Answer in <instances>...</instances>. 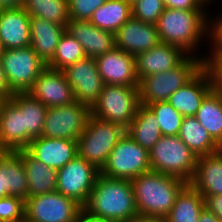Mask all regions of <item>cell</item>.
<instances>
[{
	"mask_svg": "<svg viewBox=\"0 0 222 222\" xmlns=\"http://www.w3.org/2000/svg\"><path fill=\"white\" fill-rule=\"evenodd\" d=\"M207 11L211 10L165 8L156 23L160 42L180 47L188 55L200 56L196 54L202 40L207 37L205 41L210 43L211 17Z\"/></svg>",
	"mask_w": 222,
	"mask_h": 222,
	"instance_id": "cell-1",
	"label": "cell"
},
{
	"mask_svg": "<svg viewBox=\"0 0 222 222\" xmlns=\"http://www.w3.org/2000/svg\"><path fill=\"white\" fill-rule=\"evenodd\" d=\"M83 209L112 222H130L139 216L131 180L109 178L101 173Z\"/></svg>",
	"mask_w": 222,
	"mask_h": 222,
	"instance_id": "cell-2",
	"label": "cell"
},
{
	"mask_svg": "<svg viewBox=\"0 0 222 222\" xmlns=\"http://www.w3.org/2000/svg\"><path fill=\"white\" fill-rule=\"evenodd\" d=\"M139 216L163 217L171 211L180 192L188 185L171 175L149 171L131 180Z\"/></svg>",
	"mask_w": 222,
	"mask_h": 222,
	"instance_id": "cell-3",
	"label": "cell"
},
{
	"mask_svg": "<svg viewBox=\"0 0 222 222\" xmlns=\"http://www.w3.org/2000/svg\"><path fill=\"white\" fill-rule=\"evenodd\" d=\"M204 58V55H188L175 68L141 79L138 85L140 104L147 106L168 101L175 91L187 84L203 68Z\"/></svg>",
	"mask_w": 222,
	"mask_h": 222,
	"instance_id": "cell-4",
	"label": "cell"
},
{
	"mask_svg": "<svg viewBox=\"0 0 222 222\" xmlns=\"http://www.w3.org/2000/svg\"><path fill=\"white\" fill-rule=\"evenodd\" d=\"M198 157L178 136H162L149 151L150 169L189 183Z\"/></svg>",
	"mask_w": 222,
	"mask_h": 222,
	"instance_id": "cell-5",
	"label": "cell"
},
{
	"mask_svg": "<svg viewBox=\"0 0 222 222\" xmlns=\"http://www.w3.org/2000/svg\"><path fill=\"white\" fill-rule=\"evenodd\" d=\"M124 134L125 129L122 126L91 114L86 128L77 139L78 156L101 170Z\"/></svg>",
	"mask_w": 222,
	"mask_h": 222,
	"instance_id": "cell-6",
	"label": "cell"
},
{
	"mask_svg": "<svg viewBox=\"0 0 222 222\" xmlns=\"http://www.w3.org/2000/svg\"><path fill=\"white\" fill-rule=\"evenodd\" d=\"M140 105L138 87L104 85L91 114L99 119L118 124L126 129Z\"/></svg>",
	"mask_w": 222,
	"mask_h": 222,
	"instance_id": "cell-7",
	"label": "cell"
},
{
	"mask_svg": "<svg viewBox=\"0 0 222 222\" xmlns=\"http://www.w3.org/2000/svg\"><path fill=\"white\" fill-rule=\"evenodd\" d=\"M149 171V151L125 133L111 151L100 173L109 178L132 180Z\"/></svg>",
	"mask_w": 222,
	"mask_h": 222,
	"instance_id": "cell-8",
	"label": "cell"
},
{
	"mask_svg": "<svg viewBox=\"0 0 222 222\" xmlns=\"http://www.w3.org/2000/svg\"><path fill=\"white\" fill-rule=\"evenodd\" d=\"M0 61L13 93L28 92L40 73L47 67L31 46L5 49Z\"/></svg>",
	"mask_w": 222,
	"mask_h": 222,
	"instance_id": "cell-9",
	"label": "cell"
},
{
	"mask_svg": "<svg viewBox=\"0 0 222 222\" xmlns=\"http://www.w3.org/2000/svg\"><path fill=\"white\" fill-rule=\"evenodd\" d=\"M83 207L55 191L25 200L24 218L29 222H77Z\"/></svg>",
	"mask_w": 222,
	"mask_h": 222,
	"instance_id": "cell-10",
	"label": "cell"
},
{
	"mask_svg": "<svg viewBox=\"0 0 222 222\" xmlns=\"http://www.w3.org/2000/svg\"><path fill=\"white\" fill-rule=\"evenodd\" d=\"M91 108L74 101L60 107L47 108L42 136L76 140L86 128Z\"/></svg>",
	"mask_w": 222,
	"mask_h": 222,
	"instance_id": "cell-11",
	"label": "cell"
},
{
	"mask_svg": "<svg viewBox=\"0 0 222 222\" xmlns=\"http://www.w3.org/2000/svg\"><path fill=\"white\" fill-rule=\"evenodd\" d=\"M100 170L78 155L57 171L56 191L84 207Z\"/></svg>",
	"mask_w": 222,
	"mask_h": 222,
	"instance_id": "cell-12",
	"label": "cell"
},
{
	"mask_svg": "<svg viewBox=\"0 0 222 222\" xmlns=\"http://www.w3.org/2000/svg\"><path fill=\"white\" fill-rule=\"evenodd\" d=\"M62 71L73 89L75 100L92 108L104 86L95 58L86 56Z\"/></svg>",
	"mask_w": 222,
	"mask_h": 222,
	"instance_id": "cell-13",
	"label": "cell"
},
{
	"mask_svg": "<svg viewBox=\"0 0 222 222\" xmlns=\"http://www.w3.org/2000/svg\"><path fill=\"white\" fill-rule=\"evenodd\" d=\"M95 61L104 85L138 87L134 55L115 47Z\"/></svg>",
	"mask_w": 222,
	"mask_h": 222,
	"instance_id": "cell-14",
	"label": "cell"
},
{
	"mask_svg": "<svg viewBox=\"0 0 222 222\" xmlns=\"http://www.w3.org/2000/svg\"><path fill=\"white\" fill-rule=\"evenodd\" d=\"M28 93L47 108L60 107L76 101L63 71L48 67L40 73Z\"/></svg>",
	"mask_w": 222,
	"mask_h": 222,
	"instance_id": "cell-15",
	"label": "cell"
},
{
	"mask_svg": "<svg viewBox=\"0 0 222 222\" xmlns=\"http://www.w3.org/2000/svg\"><path fill=\"white\" fill-rule=\"evenodd\" d=\"M25 150L36 160L57 171L78 155L76 140L44 136L33 139Z\"/></svg>",
	"mask_w": 222,
	"mask_h": 222,
	"instance_id": "cell-16",
	"label": "cell"
},
{
	"mask_svg": "<svg viewBox=\"0 0 222 222\" xmlns=\"http://www.w3.org/2000/svg\"><path fill=\"white\" fill-rule=\"evenodd\" d=\"M187 56L180 47L160 42L152 49L135 56L137 78L140 81L146 76L171 70Z\"/></svg>",
	"mask_w": 222,
	"mask_h": 222,
	"instance_id": "cell-17",
	"label": "cell"
},
{
	"mask_svg": "<svg viewBox=\"0 0 222 222\" xmlns=\"http://www.w3.org/2000/svg\"><path fill=\"white\" fill-rule=\"evenodd\" d=\"M160 43L156 25L131 18L115 33L117 48L136 56Z\"/></svg>",
	"mask_w": 222,
	"mask_h": 222,
	"instance_id": "cell-18",
	"label": "cell"
},
{
	"mask_svg": "<svg viewBox=\"0 0 222 222\" xmlns=\"http://www.w3.org/2000/svg\"><path fill=\"white\" fill-rule=\"evenodd\" d=\"M212 90L210 76L202 68L187 84L175 91L167 102L183 117H192Z\"/></svg>",
	"mask_w": 222,
	"mask_h": 222,
	"instance_id": "cell-19",
	"label": "cell"
},
{
	"mask_svg": "<svg viewBox=\"0 0 222 222\" xmlns=\"http://www.w3.org/2000/svg\"><path fill=\"white\" fill-rule=\"evenodd\" d=\"M66 32L82 45L87 57L96 59L116 47L115 33L99 29L89 21L69 20Z\"/></svg>",
	"mask_w": 222,
	"mask_h": 222,
	"instance_id": "cell-20",
	"label": "cell"
},
{
	"mask_svg": "<svg viewBox=\"0 0 222 222\" xmlns=\"http://www.w3.org/2000/svg\"><path fill=\"white\" fill-rule=\"evenodd\" d=\"M0 138L10 151L28 147V132L24 129L23 112L10 99H0Z\"/></svg>",
	"mask_w": 222,
	"mask_h": 222,
	"instance_id": "cell-21",
	"label": "cell"
},
{
	"mask_svg": "<svg viewBox=\"0 0 222 222\" xmlns=\"http://www.w3.org/2000/svg\"><path fill=\"white\" fill-rule=\"evenodd\" d=\"M0 40L5 49L30 46V16L25 9L0 11Z\"/></svg>",
	"mask_w": 222,
	"mask_h": 222,
	"instance_id": "cell-22",
	"label": "cell"
},
{
	"mask_svg": "<svg viewBox=\"0 0 222 222\" xmlns=\"http://www.w3.org/2000/svg\"><path fill=\"white\" fill-rule=\"evenodd\" d=\"M188 184L201 195H222V149L198 157Z\"/></svg>",
	"mask_w": 222,
	"mask_h": 222,
	"instance_id": "cell-23",
	"label": "cell"
},
{
	"mask_svg": "<svg viewBox=\"0 0 222 222\" xmlns=\"http://www.w3.org/2000/svg\"><path fill=\"white\" fill-rule=\"evenodd\" d=\"M65 31L66 26L39 17H30V46L46 65L53 59Z\"/></svg>",
	"mask_w": 222,
	"mask_h": 222,
	"instance_id": "cell-24",
	"label": "cell"
},
{
	"mask_svg": "<svg viewBox=\"0 0 222 222\" xmlns=\"http://www.w3.org/2000/svg\"><path fill=\"white\" fill-rule=\"evenodd\" d=\"M22 159L27 181L28 198L56 191L57 170L33 158L26 150L15 151Z\"/></svg>",
	"mask_w": 222,
	"mask_h": 222,
	"instance_id": "cell-25",
	"label": "cell"
},
{
	"mask_svg": "<svg viewBox=\"0 0 222 222\" xmlns=\"http://www.w3.org/2000/svg\"><path fill=\"white\" fill-rule=\"evenodd\" d=\"M125 133L148 151L162 137L155 114L148 106L142 104L139 105L135 117L125 129Z\"/></svg>",
	"mask_w": 222,
	"mask_h": 222,
	"instance_id": "cell-26",
	"label": "cell"
},
{
	"mask_svg": "<svg viewBox=\"0 0 222 222\" xmlns=\"http://www.w3.org/2000/svg\"><path fill=\"white\" fill-rule=\"evenodd\" d=\"M3 189L9 196L28 198V181L21 157L16 152H9L0 160Z\"/></svg>",
	"mask_w": 222,
	"mask_h": 222,
	"instance_id": "cell-27",
	"label": "cell"
},
{
	"mask_svg": "<svg viewBox=\"0 0 222 222\" xmlns=\"http://www.w3.org/2000/svg\"><path fill=\"white\" fill-rule=\"evenodd\" d=\"M23 112L24 129L28 132V145L42 136L47 107L26 93H14L9 97Z\"/></svg>",
	"mask_w": 222,
	"mask_h": 222,
	"instance_id": "cell-28",
	"label": "cell"
},
{
	"mask_svg": "<svg viewBox=\"0 0 222 222\" xmlns=\"http://www.w3.org/2000/svg\"><path fill=\"white\" fill-rule=\"evenodd\" d=\"M178 137L197 157L221 149L194 116L183 117Z\"/></svg>",
	"mask_w": 222,
	"mask_h": 222,
	"instance_id": "cell-29",
	"label": "cell"
},
{
	"mask_svg": "<svg viewBox=\"0 0 222 222\" xmlns=\"http://www.w3.org/2000/svg\"><path fill=\"white\" fill-rule=\"evenodd\" d=\"M132 16L131 5L126 0H106L89 20L95 27L116 33Z\"/></svg>",
	"mask_w": 222,
	"mask_h": 222,
	"instance_id": "cell-30",
	"label": "cell"
},
{
	"mask_svg": "<svg viewBox=\"0 0 222 222\" xmlns=\"http://www.w3.org/2000/svg\"><path fill=\"white\" fill-rule=\"evenodd\" d=\"M194 117L222 147V94L212 90L204 98Z\"/></svg>",
	"mask_w": 222,
	"mask_h": 222,
	"instance_id": "cell-31",
	"label": "cell"
},
{
	"mask_svg": "<svg viewBox=\"0 0 222 222\" xmlns=\"http://www.w3.org/2000/svg\"><path fill=\"white\" fill-rule=\"evenodd\" d=\"M204 208L203 196L188 184L177 196L165 219L167 222H198Z\"/></svg>",
	"mask_w": 222,
	"mask_h": 222,
	"instance_id": "cell-32",
	"label": "cell"
},
{
	"mask_svg": "<svg viewBox=\"0 0 222 222\" xmlns=\"http://www.w3.org/2000/svg\"><path fill=\"white\" fill-rule=\"evenodd\" d=\"M22 8L30 17H39L66 26L69 22L68 0H23Z\"/></svg>",
	"mask_w": 222,
	"mask_h": 222,
	"instance_id": "cell-33",
	"label": "cell"
},
{
	"mask_svg": "<svg viewBox=\"0 0 222 222\" xmlns=\"http://www.w3.org/2000/svg\"><path fill=\"white\" fill-rule=\"evenodd\" d=\"M86 57L82 45L69 33H65L60 38L59 44L53 59L47 67L53 70H64L67 66L75 64L78 60Z\"/></svg>",
	"mask_w": 222,
	"mask_h": 222,
	"instance_id": "cell-34",
	"label": "cell"
},
{
	"mask_svg": "<svg viewBox=\"0 0 222 222\" xmlns=\"http://www.w3.org/2000/svg\"><path fill=\"white\" fill-rule=\"evenodd\" d=\"M155 114L162 136H178L183 116L167 101L147 105Z\"/></svg>",
	"mask_w": 222,
	"mask_h": 222,
	"instance_id": "cell-35",
	"label": "cell"
},
{
	"mask_svg": "<svg viewBox=\"0 0 222 222\" xmlns=\"http://www.w3.org/2000/svg\"><path fill=\"white\" fill-rule=\"evenodd\" d=\"M132 17L145 23L156 25L164 12L163 0H138L131 5Z\"/></svg>",
	"mask_w": 222,
	"mask_h": 222,
	"instance_id": "cell-36",
	"label": "cell"
},
{
	"mask_svg": "<svg viewBox=\"0 0 222 222\" xmlns=\"http://www.w3.org/2000/svg\"><path fill=\"white\" fill-rule=\"evenodd\" d=\"M25 200L6 196L0 198V222H17L24 219Z\"/></svg>",
	"mask_w": 222,
	"mask_h": 222,
	"instance_id": "cell-37",
	"label": "cell"
},
{
	"mask_svg": "<svg viewBox=\"0 0 222 222\" xmlns=\"http://www.w3.org/2000/svg\"><path fill=\"white\" fill-rule=\"evenodd\" d=\"M106 0H68V13L70 20L89 21L96 9Z\"/></svg>",
	"mask_w": 222,
	"mask_h": 222,
	"instance_id": "cell-38",
	"label": "cell"
},
{
	"mask_svg": "<svg viewBox=\"0 0 222 222\" xmlns=\"http://www.w3.org/2000/svg\"><path fill=\"white\" fill-rule=\"evenodd\" d=\"M203 68L208 72L213 90L222 94V53L205 54Z\"/></svg>",
	"mask_w": 222,
	"mask_h": 222,
	"instance_id": "cell-39",
	"label": "cell"
},
{
	"mask_svg": "<svg viewBox=\"0 0 222 222\" xmlns=\"http://www.w3.org/2000/svg\"><path fill=\"white\" fill-rule=\"evenodd\" d=\"M210 52L222 53V17L210 19Z\"/></svg>",
	"mask_w": 222,
	"mask_h": 222,
	"instance_id": "cell-40",
	"label": "cell"
},
{
	"mask_svg": "<svg viewBox=\"0 0 222 222\" xmlns=\"http://www.w3.org/2000/svg\"><path fill=\"white\" fill-rule=\"evenodd\" d=\"M165 8L182 10H207L199 0H163Z\"/></svg>",
	"mask_w": 222,
	"mask_h": 222,
	"instance_id": "cell-41",
	"label": "cell"
},
{
	"mask_svg": "<svg viewBox=\"0 0 222 222\" xmlns=\"http://www.w3.org/2000/svg\"><path fill=\"white\" fill-rule=\"evenodd\" d=\"M204 206L212 212L219 220H222V195H202Z\"/></svg>",
	"mask_w": 222,
	"mask_h": 222,
	"instance_id": "cell-42",
	"label": "cell"
},
{
	"mask_svg": "<svg viewBox=\"0 0 222 222\" xmlns=\"http://www.w3.org/2000/svg\"><path fill=\"white\" fill-rule=\"evenodd\" d=\"M12 94H14L9 85L5 75V71L3 69L2 63L0 61V98H9Z\"/></svg>",
	"mask_w": 222,
	"mask_h": 222,
	"instance_id": "cell-43",
	"label": "cell"
},
{
	"mask_svg": "<svg viewBox=\"0 0 222 222\" xmlns=\"http://www.w3.org/2000/svg\"><path fill=\"white\" fill-rule=\"evenodd\" d=\"M77 222H112V221L93 216L88 212H86L84 209H82V211L79 214Z\"/></svg>",
	"mask_w": 222,
	"mask_h": 222,
	"instance_id": "cell-44",
	"label": "cell"
},
{
	"mask_svg": "<svg viewBox=\"0 0 222 222\" xmlns=\"http://www.w3.org/2000/svg\"><path fill=\"white\" fill-rule=\"evenodd\" d=\"M23 0H0V11L22 7Z\"/></svg>",
	"mask_w": 222,
	"mask_h": 222,
	"instance_id": "cell-45",
	"label": "cell"
},
{
	"mask_svg": "<svg viewBox=\"0 0 222 222\" xmlns=\"http://www.w3.org/2000/svg\"><path fill=\"white\" fill-rule=\"evenodd\" d=\"M218 218L212 213L204 208L199 216L198 222H218Z\"/></svg>",
	"mask_w": 222,
	"mask_h": 222,
	"instance_id": "cell-46",
	"label": "cell"
},
{
	"mask_svg": "<svg viewBox=\"0 0 222 222\" xmlns=\"http://www.w3.org/2000/svg\"><path fill=\"white\" fill-rule=\"evenodd\" d=\"M130 222H167L163 217L137 216Z\"/></svg>",
	"mask_w": 222,
	"mask_h": 222,
	"instance_id": "cell-47",
	"label": "cell"
},
{
	"mask_svg": "<svg viewBox=\"0 0 222 222\" xmlns=\"http://www.w3.org/2000/svg\"><path fill=\"white\" fill-rule=\"evenodd\" d=\"M9 152H11L2 142L0 138V160H2Z\"/></svg>",
	"mask_w": 222,
	"mask_h": 222,
	"instance_id": "cell-48",
	"label": "cell"
},
{
	"mask_svg": "<svg viewBox=\"0 0 222 222\" xmlns=\"http://www.w3.org/2000/svg\"><path fill=\"white\" fill-rule=\"evenodd\" d=\"M9 196L8 193L3 189L2 173H0V198Z\"/></svg>",
	"mask_w": 222,
	"mask_h": 222,
	"instance_id": "cell-49",
	"label": "cell"
},
{
	"mask_svg": "<svg viewBox=\"0 0 222 222\" xmlns=\"http://www.w3.org/2000/svg\"><path fill=\"white\" fill-rule=\"evenodd\" d=\"M212 1H214V0H199V2L202 4V5H204V6H208V8H209V6H211L210 5V3L212 4L213 2Z\"/></svg>",
	"mask_w": 222,
	"mask_h": 222,
	"instance_id": "cell-50",
	"label": "cell"
},
{
	"mask_svg": "<svg viewBox=\"0 0 222 222\" xmlns=\"http://www.w3.org/2000/svg\"><path fill=\"white\" fill-rule=\"evenodd\" d=\"M4 50H5V48H4L3 44H2V41L0 40V57L3 55Z\"/></svg>",
	"mask_w": 222,
	"mask_h": 222,
	"instance_id": "cell-51",
	"label": "cell"
},
{
	"mask_svg": "<svg viewBox=\"0 0 222 222\" xmlns=\"http://www.w3.org/2000/svg\"><path fill=\"white\" fill-rule=\"evenodd\" d=\"M130 5L134 4L138 0H126Z\"/></svg>",
	"mask_w": 222,
	"mask_h": 222,
	"instance_id": "cell-52",
	"label": "cell"
},
{
	"mask_svg": "<svg viewBox=\"0 0 222 222\" xmlns=\"http://www.w3.org/2000/svg\"><path fill=\"white\" fill-rule=\"evenodd\" d=\"M220 10H222V9H220ZM217 14H218V16H215V15L211 16V15H210V17H213V18H214V17H222V11H221L220 14H219V13H217Z\"/></svg>",
	"mask_w": 222,
	"mask_h": 222,
	"instance_id": "cell-53",
	"label": "cell"
},
{
	"mask_svg": "<svg viewBox=\"0 0 222 222\" xmlns=\"http://www.w3.org/2000/svg\"><path fill=\"white\" fill-rule=\"evenodd\" d=\"M17 222H29V221L24 218L23 220H20V221H17Z\"/></svg>",
	"mask_w": 222,
	"mask_h": 222,
	"instance_id": "cell-54",
	"label": "cell"
}]
</instances>
